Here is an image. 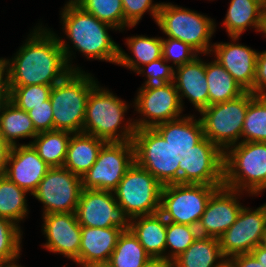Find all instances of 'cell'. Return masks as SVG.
Returning <instances> with one entry per match:
<instances>
[{"mask_svg":"<svg viewBox=\"0 0 266 267\" xmlns=\"http://www.w3.org/2000/svg\"><path fill=\"white\" fill-rule=\"evenodd\" d=\"M41 25L35 26L13 58H5L9 86H53L71 71H83L72 66L74 53L70 45L50 28Z\"/></svg>","mask_w":266,"mask_h":267,"instance_id":"cell-1","label":"cell"},{"mask_svg":"<svg viewBox=\"0 0 266 267\" xmlns=\"http://www.w3.org/2000/svg\"><path fill=\"white\" fill-rule=\"evenodd\" d=\"M61 12L62 29L75 50L89 60L118 63L120 46L108 33V29L116 28L98 20L73 0L67 1Z\"/></svg>","mask_w":266,"mask_h":267,"instance_id":"cell-2","label":"cell"},{"mask_svg":"<svg viewBox=\"0 0 266 267\" xmlns=\"http://www.w3.org/2000/svg\"><path fill=\"white\" fill-rule=\"evenodd\" d=\"M128 106L107 88L96 84L88 96L82 133L106 143L132 141L136 130L134 121L127 120L126 124L121 125Z\"/></svg>","mask_w":266,"mask_h":267,"instance_id":"cell-3","label":"cell"},{"mask_svg":"<svg viewBox=\"0 0 266 267\" xmlns=\"http://www.w3.org/2000/svg\"><path fill=\"white\" fill-rule=\"evenodd\" d=\"M85 71H71L50 92L54 130L82 133L90 91L98 83Z\"/></svg>","mask_w":266,"mask_h":267,"instance_id":"cell-4","label":"cell"},{"mask_svg":"<svg viewBox=\"0 0 266 267\" xmlns=\"http://www.w3.org/2000/svg\"><path fill=\"white\" fill-rule=\"evenodd\" d=\"M224 186L254 196L266 190L265 142H240L224 152Z\"/></svg>","mask_w":266,"mask_h":267,"instance_id":"cell-5","label":"cell"},{"mask_svg":"<svg viewBox=\"0 0 266 267\" xmlns=\"http://www.w3.org/2000/svg\"><path fill=\"white\" fill-rule=\"evenodd\" d=\"M160 30L188 44L198 54H210L216 25L213 19L188 8L162 2L156 21Z\"/></svg>","mask_w":266,"mask_h":267,"instance_id":"cell-6","label":"cell"},{"mask_svg":"<svg viewBox=\"0 0 266 267\" xmlns=\"http://www.w3.org/2000/svg\"><path fill=\"white\" fill-rule=\"evenodd\" d=\"M249 103L250 91H246L233 100L212 104L200 111L204 137L223 152L242 142V128Z\"/></svg>","mask_w":266,"mask_h":267,"instance_id":"cell-7","label":"cell"},{"mask_svg":"<svg viewBox=\"0 0 266 267\" xmlns=\"http://www.w3.org/2000/svg\"><path fill=\"white\" fill-rule=\"evenodd\" d=\"M162 187L150 172L134 162L113 193L118 205L132 219L160 211Z\"/></svg>","mask_w":266,"mask_h":267,"instance_id":"cell-8","label":"cell"},{"mask_svg":"<svg viewBox=\"0 0 266 267\" xmlns=\"http://www.w3.org/2000/svg\"><path fill=\"white\" fill-rule=\"evenodd\" d=\"M222 186L190 183L164 185L159 212L166 221L197 227L209 198Z\"/></svg>","mask_w":266,"mask_h":267,"instance_id":"cell-9","label":"cell"},{"mask_svg":"<svg viewBox=\"0 0 266 267\" xmlns=\"http://www.w3.org/2000/svg\"><path fill=\"white\" fill-rule=\"evenodd\" d=\"M132 143L137 165L150 172L163 186L179 183L174 151L155 128L136 129Z\"/></svg>","mask_w":266,"mask_h":267,"instance_id":"cell-10","label":"cell"},{"mask_svg":"<svg viewBox=\"0 0 266 267\" xmlns=\"http://www.w3.org/2000/svg\"><path fill=\"white\" fill-rule=\"evenodd\" d=\"M134 162L132 141L105 143L95 163L82 175V189L113 192Z\"/></svg>","mask_w":266,"mask_h":267,"instance_id":"cell-11","label":"cell"},{"mask_svg":"<svg viewBox=\"0 0 266 267\" xmlns=\"http://www.w3.org/2000/svg\"><path fill=\"white\" fill-rule=\"evenodd\" d=\"M134 101L136 112L144 116L134 120L136 129L154 128L182 117L183 108L174 82L141 86Z\"/></svg>","mask_w":266,"mask_h":267,"instance_id":"cell-12","label":"cell"},{"mask_svg":"<svg viewBox=\"0 0 266 267\" xmlns=\"http://www.w3.org/2000/svg\"><path fill=\"white\" fill-rule=\"evenodd\" d=\"M82 190L81 177L65 167L48 170L32 194L43 206V215L76 212Z\"/></svg>","mask_w":266,"mask_h":267,"instance_id":"cell-13","label":"cell"},{"mask_svg":"<svg viewBox=\"0 0 266 267\" xmlns=\"http://www.w3.org/2000/svg\"><path fill=\"white\" fill-rule=\"evenodd\" d=\"M266 231V203L255 210L242 207L237 220L219 238L221 253L225 259L251 253L261 245Z\"/></svg>","mask_w":266,"mask_h":267,"instance_id":"cell-14","label":"cell"},{"mask_svg":"<svg viewBox=\"0 0 266 267\" xmlns=\"http://www.w3.org/2000/svg\"><path fill=\"white\" fill-rule=\"evenodd\" d=\"M75 213L81 226L129 230L130 218L112 191L82 189Z\"/></svg>","mask_w":266,"mask_h":267,"instance_id":"cell-15","label":"cell"},{"mask_svg":"<svg viewBox=\"0 0 266 267\" xmlns=\"http://www.w3.org/2000/svg\"><path fill=\"white\" fill-rule=\"evenodd\" d=\"M180 183L224 185V152L204 137L186 155Z\"/></svg>","mask_w":266,"mask_h":267,"instance_id":"cell-16","label":"cell"},{"mask_svg":"<svg viewBox=\"0 0 266 267\" xmlns=\"http://www.w3.org/2000/svg\"><path fill=\"white\" fill-rule=\"evenodd\" d=\"M243 192L219 187L209 198L205 211L197 225L200 236L219 238L237 220L242 205L239 196Z\"/></svg>","mask_w":266,"mask_h":267,"instance_id":"cell-17","label":"cell"},{"mask_svg":"<svg viewBox=\"0 0 266 267\" xmlns=\"http://www.w3.org/2000/svg\"><path fill=\"white\" fill-rule=\"evenodd\" d=\"M43 222L42 230L47 239L43 247L76 262L79 257L82 229L76 213L46 214L43 215Z\"/></svg>","mask_w":266,"mask_h":267,"instance_id":"cell-18","label":"cell"},{"mask_svg":"<svg viewBox=\"0 0 266 267\" xmlns=\"http://www.w3.org/2000/svg\"><path fill=\"white\" fill-rule=\"evenodd\" d=\"M239 38L230 37L231 43H214L210 54L214 52L216 57L214 60L222 65L245 91L254 94L258 51L235 43Z\"/></svg>","mask_w":266,"mask_h":267,"instance_id":"cell-19","label":"cell"},{"mask_svg":"<svg viewBox=\"0 0 266 267\" xmlns=\"http://www.w3.org/2000/svg\"><path fill=\"white\" fill-rule=\"evenodd\" d=\"M50 168L31 144H17L12 147L4 175L32 195Z\"/></svg>","mask_w":266,"mask_h":267,"instance_id":"cell-20","label":"cell"},{"mask_svg":"<svg viewBox=\"0 0 266 267\" xmlns=\"http://www.w3.org/2000/svg\"><path fill=\"white\" fill-rule=\"evenodd\" d=\"M171 145L174 151L176 166H179L180 175L184 172V159L197 143L204 138L200 119L193 115L160 123L154 127Z\"/></svg>","mask_w":266,"mask_h":267,"instance_id":"cell-21","label":"cell"},{"mask_svg":"<svg viewBox=\"0 0 266 267\" xmlns=\"http://www.w3.org/2000/svg\"><path fill=\"white\" fill-rule=\"evenodd\" d=\"M174 84L183 108V99L187 98L200 112L209 106L206 62L196 56L191 62L174 68Z\"/></svg>","mask_w":266,"mask_h":267,"instance_id":"cell-22","label":"cell"},{"mask_svg":"<svg viewBox=\"0 0 266 267\" xmlns=\"http://www.w3.org/2000/svg\"><path fill=\"white\" fill-rule=\"evenodd\" d=\"M122 231L118 227L82 226L79 257L75 263L81 267L91 263L109 261Z\"/></svg>","mask_w":266,"mask_h":267,"instance_id":"cell-23","label":"cell"},{"mask_svg":"<svg viewBox=\"0 0 266 267\" xmlns=\"http://www.w3.org/2000/svg\"><path fill=\"white\" fill-rule=\"evenodd\" d=\"M223 25L229 37H240L249 26L265 34L266 0H231Z\"/></svg>","mask_w":266,"mask_h":267,"instance_id":"cell-24","label":"cell"},{"mask_svg":"<svg viewBox=\"0 0 266 267\" xmlns=\"http://www.w3.org/2000/svg\"><path fill=\"white\" fill-rule=\"evenodd\" d=\"M167 221L158 212L130 219L129 230L152 258H165Z\"/></svg>","mask_w":266,"mask_h":267,"instance_id":"cell-25","label":"cell"},{"mask_svg":"<svg viewBox=\"0 0 266 267\" xmlns=\"http://www.w3.org/2000/svg\"><path fill=\"white\" fill-rule=\"evenodd\" d=\"M105 143L104 140L85 133L72 134L63 167L82 177L95 163Z\"/></svg>","mask_w":266,"mask_h":267,"instance_id":"cell-26","label":"cell"},{"mask_svg":"<svg viewBox=\"0 0 266 267\" xmlns=\"http://www.w3.org/2000/svg\"><path fill=\"white\" fill-rule=\"evenodd\" d=\"M224 259L218 238L199 235L173 263L174 267H217Z\"/></svg>","mask_w":266,"mask_h":267,"instance_id":"cell-27","label":"cell"},{"mask_svg":"<svg viewBox=\"0 0 266 267\" xmlns=\"http://www.w3.org/2000/svg\"><path fill=\"white\" fill-rule=\"evenodd\" d=\"M128 46L133 56L119 47L118 65L127 67L131 71L136 72L143 65L151 63L162 57V41L160 37H147L144 35H136L126 39Z\"/></svg>","mask_w":266,"mask_h":267,"instance_id":"cell-28","label":"cell"},{"mask_svg":"<svg viewBox=\"0 0 266 267\" xmlns=\"http://www.w3.org/2000/svg\"><path fill=\"white\" fill-rule=\"evenodd\" d=\"M0 134L12 145H17V139L35 138V130L28 112L18 108L10 100L0 109Z\"/></svg>","mask_w":266,"mask_h":267,"instance_id":"cell-29","label":"cell"},{"mask_svg":"<svg viewBox=\"0 0 266 267\" xmlns=\"http://www.w3.org/2000/svg\"><path fill=\"white\" fill-rule=\"evenodd\" d=\"M209 105L233 100L246 91L216 60L206 63Z\"/></svg>","mask_w":266,"mask_h":267,"instance_id":"cell-30","label":"cell"},{"mask_svg":"<svg viewBox=\"0 0 266 267\" xmlns=\"http://www.w3.org/2000/svg\"><path fill=\"white\" fill-rule=\"evenodd\" d=\"M72 134L64 130L40 132L28 144L33 146L41 159L51 168L63 167Z\"/></svg>","mask_w":266,"mask_h":267,"instance_id":"cell-31","label":"cell"},{"mask_svg":"<svg viewBox=\"0 0 266 267\" xmlns=\"http://www.w3.org/2000/svg\"><path fill=\"white\" fill-rule=\"evenodd\" d=\"M27 193L5 175L0 176V217L19 225L18 223L23 221L29 212L26 200Z\"/></svg>","mask_w":266,"mask_h":267,"instance_id":"cell-32","label":"cell"},{"mask_svg":"<svg viewBox=\"0 0 266 267\" xmlns=\"http://www.w3.org/2000/svg\"><path fill=\"white\" fill-rule=\"evenodd\" d=\"M151 258L130 230L122 231L109 262L113 267H143Z\"/></svg>","mask_w":266,"mask_h":267,"instance_id":"cell-33","label":"cell"},{"mask_svg":"<svg viewBox=\"0 0 266 267\" xmlns=\"http://www.w3.org/2000/svg\"><path fill=\"white\" fill-rule=\"evenodd\" d=\"M242 137V142L266 143V95H255L250 92Z\"/></svg>","mask_w":266,"mask_h":267,"instance_id":"cell-34","label":"cell"},{"mask_svg":"<svg viewBox=\"0 0 266 267\" xmlns=\"http://www.w3.org/2000/svg\"><path fill=\"white\" fill-rule=\"evenodd\" d=\"M98 20L110 24L116 31L125 29L122 0H73Z\"/></svg>","mask_w":266,"mask_h":267,"instance_id":"cell-35","label":"cell"},{"mask_svg":"<svg viewBox=\"0 0 266 267\" xmlns=\"http://www.w3.org/2000/svg\"><path fill=\"white\" fill-rule=\"evenodd\" d=\"M199 236L196 226L167 221L165 258L173 261ZM171 249V250H169ZM169 250L168 253H166Z\"/></svg>","mask_w":266,"mask_h":267,"instance_id":"cell-36","label":"cell"},{"mask_svg":"<svg viewBox=\"0 0 266 267\" xmlns=\"http://www.w3.org/2000/svg\"><path fill=\"white\" fill-rule=\"evenodd\" d=\"M22 230L13 221L0 217V260L8 265L17 264L20 258Z\"/></svg>","mask_w":266,"mask_h":267,"instance_id":"cell-37","label":"cell"},{"mask_svg":"<svg viewBox=\"0 0 266 267\" xmlns=\"http://www.w3.org/2000/svg\"><path fill=\"white\" fill-rule=\"evenodd\" d=\"M10 101L18 108L29 112L31 109L41 105L50 97L52 86L49 85H29V86H9Z\"/></svg>","mask_w":266,"mask_h":267,"instance_id":"cell-38","label":"cell"},{"mask_svg":"<svg viewBox=\"0 0 266 267\" xmlns=\"http://www.w3.org/2000/svg\"><path fill=\"white\" fill-rule=\"evenodd\" d=\"M162 57L165 61L174 64V67L191 62L198 53L188 44L173 38H162Z\"/></svg>","mask_w":266,"mask_h":267,"instance_id":"cell-39","label":"cell"},{"mask_svg":"<svg viewBox=\"0 0 266 267\" xmlns=\"http://www.w3.org/2000/svg\"><path fill=\"white\" fill-rule=\"evenodd\" d=\"M152 2L153 0H122L125 27L131 28L137 25L147 11L156 22L161 3L153 4Z\"/></svg>","mask_w":266,"mask_h":267,"instance_id":"cell-40","label":"cell"},{"mask_svg":"<svg viewBox=\"0 0 266 267\" xmlns=\"http://www.w3.org/2000/svg\"><path fill=\"white\" fill-rule=\"evenodd\" d=\"M167 61L163 57L152 61L151 63L143 65L135 73L145 75L147 80H145L143 86L150 84H160V83H171L174 81V67L167 65ZM146 66V71H145Z\"/></svg>","mask_w":266,"mask_h":267,"instance_id":"cell-41","label":"cell"},{"mask_svg":"<svg viewBox=\"0 0 266 267\" xmlns=\"http://www.w3.org/2000/svg\"><path fill=\"white\" fill-rule=\"evenodd\" d=\"M28 114L38 133L54 130L53 109L50 99L31 109Z\"/></svg>","mask_w":266,"mask_h":267,"instance_id":"cell-42","label":"cell"},{"mask_svg":"<svg viewBox=\"0 0 266 267\" xmlns=\"http://www.w3.org/2000/svg\"><path fill=\"white\" fill-rule=\"evenodd\" d=\"M254 94L266 95V51L257 55Z\"/></svg>","mask_w":266,"mask_h":267,"instance_id":"cell-43","label":"cell"},{"mask_svg":"<svg viewBox=\"0 0 266 267\" xmlns=\"http://www.w3.org/2000/svg\"><path fill=\"white\" fill-rule=\"evenodd\" d=\"M10 100L8 65L5 58H0V109Z\"/></svg>","mask_w":266,"mask_h":267,"instance_id":"cell-44","label":"cell"},{"mask_svg":"<svg viewBox=\"0 0 266 267\" xmlns=\"http://www.w3.org/2000/svg\"><path fill=\"white\" fill-rule=\"evenodd\" d=\"M12 145L0 134V176L5 174Z\"/></svg>","mask_w":266,"mask_h":267,"instance_id":"cell-45","label":"cell"},{"mask_svg":"<svg viewBox=\"0 0 266 267\" xmlns=\"http://www.w3.org/2000/svg\"><path fill=\"white\" fill-rule=\"evenodd\" d=\"M231 260L235 267H264L251 253L236 255Z\"/></svg>","mask_w":266,"mask_h":267,"instance_id":"cell-46","label":"cell"},{"mask_svg":"<svg viewBox=\"0 0 266 267\" xmlns=\"http://www.w3.org/2000/svg\"><path fill=\"white\" fill-rule=\"evenodd\" d=\"M143 267H174V263L166 258H150Z\"/></svg>","mask_w":266,"mask_h":267,"instance_id":"cell-47","label":"cell"},{"mask_svg":"<svg viewBox=\"0 0 266 267\" xmlns=\"http://www.w3.org/2000/svg\"><path fill=\"white\" fill-rule=\"evenodd\" d=\"M251 254L264 266L266 267V248L258 245L251 251Z\"/></svg>","mask_w":266,"mask_h":267,"instance_id":"cell-48","label":"cell"},{"mask_svg":"<svg viewBox=\"0 0 266 267\" xmlns=\"http://www.w3.org/2000/svg\"><path fill=\"white\" fill-rule=\"evenodd\" d=\"M81 267H113V266L109 261H104V262L91 263Z\"/></svg>","mask_w":266,"mask_h":267,"instance_id":"cell-49","label":"cell"},{"mask_svg":"<svg viewBox=\"0 0 266 267\" xmlns=\"http://www.w3.org/2000/svg\"><path fill=\"white\" fill-rule=\"evenodd\" d=\"M217 267H235L231 259H224Z\"/></svg>","mask_w":266,"mask_h":267,"instance_id":"cell-50","label":"cell"},{"mask_svg":"<svg viewBox=\"0 0 266 267\" xmlns=\"http://www.w3.org/2000/svg\"><path fill=\"white\" fill-rule=\"evenodd\" d=\"M261 246H263L264 248H266V231L263 235V239H262V242H261Z\"/></svg>","mask_w":266,"mask_h":267,"instance_id":"cell-51","label":"cell"},{"mask_svg":"<svg viewBox=\"0 0 266 267\" xmlns=\"http://www.w3.org/2000/svg\"><path fill=\"white\" fill-rule=\"evenodd\" d=\"M0 267H8V264L0 260Z\"/></svg>","mask_w":266,"mask_h":267,"instance_id":"cell-52","label":"cell"},{"mask_svg":"<svg viewBox=\"0 0 266 267\" xmlns=\"http://www.w3.org/2000/svg\"><path fill=\"white\" fill-rule=\"evenodd\" d=\"M8 267H22L21 265L15 264V265H8Z\"/></svg>","mask_w":266,"mask_h":267,"instance_id":"cell-53","label":"cell"}]
</instances>
